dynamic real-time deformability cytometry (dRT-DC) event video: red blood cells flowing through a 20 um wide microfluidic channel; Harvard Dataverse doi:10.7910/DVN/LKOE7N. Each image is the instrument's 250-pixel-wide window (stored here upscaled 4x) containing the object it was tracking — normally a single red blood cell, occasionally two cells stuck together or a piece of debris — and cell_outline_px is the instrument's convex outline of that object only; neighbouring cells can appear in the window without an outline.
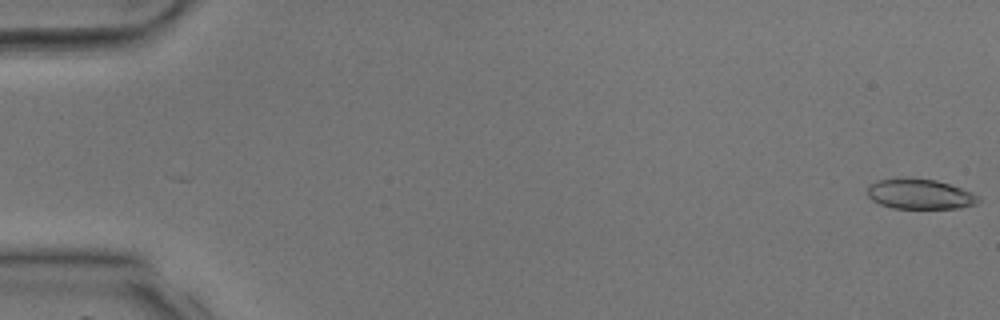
{"species": "common noctule bat (a hibernating species)", "species_latin": "Nyctalus noctula", "temperature_condition": "room temperature", "stored_images_in_passage": 7, "camera_frame_rate_fps": 3000, "um_per_image_px": 0.085, "animal": {"sex": "male", "body_mass_g": 17.9, "forearm_length_mm": 54.2}, "frame": {"image": 1, "passage_image": 1, "time_ms": 0.0, "image_size_px": [1000, 320], "cell_outline_px": [[980, 200], [976, 204], [960, 208], [892, 208], [880, 204], [872, 200], [868, 196], [868, 184], [876, 180], [896, 176], [936, 180], [972, 192], [980, 196]], "centroid_in_image_um": [78.15, 16.47], "position_along_channel_um": 6.9, "area_um2": 19.83}}